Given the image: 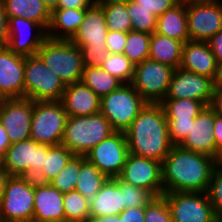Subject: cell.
Wrapping results in <instances>:
<instances>
[{"instance_id":"cell-1","label":"cell","mask_w":222,"mask_h":222,"mask_svg":"<svg viewBox=\"0 0 222 222\" xmlns=\"http://www.w3.org/2000/svg\"><path fill=\"white\" fill-rule=\"evenodd\" d=\"M217 159L173 146L162 162L164 193L207 192Z\"/></svg>"},{"instance_id":"cell-2","label":"cell","mask_w":222,"mask_h":222,"mask_svg":"<svg viewBox=\"0 0 222 222\" xmlns=\"http://www.w3.org/2000/svg\"><path fill=\"white\" fill-rule=\"evenodd\" d=\"M129 153L163 162L174 146L161 104L147 103L124 131Z\"/></svg>"},{"instance_id":"cell-3","label":"cell","mask_w":222,"mask_h":222,"mask_svg":"<svg viewBox=\"0 0 222 222\" xmlns=\"http://www.w3.org/2000/svg\"><path fill=\"white\" fill-rule=\"evenodd\" d=\"M114 132L101 112L89 116H68L61 144L74 155L85 156Z\"/></svg>"},{"instance_id":"cell-4","label":"cell","mask_w":222,"mask_h":222,"mask_svg":"<svg viewBox=\"0 0 222 222\" xmlns=\"http://www.w3.org/2000/svg\"><path fill=\"white\" fill-rule=\"evenodd\" d=\"M37 55L65 85L81 80L84 70L81 49L70 40L47 38Z\"/></svg>"},{"instance_id":"cell-5","label":"cell","mask_w":222,"mask_h":222,"mask_svg":"<svg viewBox=\"0 0 222 222\" xmlns=\"http://www.w3.org/2000/svg\"><path fill=\"white\" fill-rule=\"evenodd\" d=\"M146 104L130 83H124L101 98L100 112L115 131L124 132Z\"/></svg>"},{"instance_id":"cell-6","label":"cell","mask_w":222,"mask_h":222,"mask_svg":"<svg viewBox=\"0 0 222 222\" xmlns=\"http://www.w3.org/2000/svg\"><path fill=\"white\" fill-rule=\"evenodd\" d=\"M0 216L4 222H33L34 179L10 176L0 199Z\"/></svg>"},{"instance_id":"cell-7","label":"cell","mask_w":222,"mask_h":222,"mask_svg":"<svg viewBox=\"0 0 222 222\" xmlns=\"http://www.w3.org/2000/svg\"><path fill=\"white\" fill-rule=\"evenodd\" d=\"M67 118L60 101H33L31 139L50 146L61 144Z\"/></svg>"},{"instance_id":"cell-8","label":"cell","mask_w":222,"mask_h":222,"mask_svg":"<svg viewBox=\"0 0 222 222\" xmlns=\"http://www.w3.org/2000/svg\"><path fill=\"white\" fill-rule=\"evenodd\" d=\"M65 84L36 54L25 57L24 97L33 101H60Z\"/></svg>"},{"instance_id":"cell-9","label":"cell","mask_w":222,"mask_h":222,"mask_svg":"<svg viewBox=\"0 0 222 222\" xmlns=\"http://www.w3.org/2000/svg\"><path fill=\"white\" fill-rule=\"evenodd\" d=\"M174 68L146 59L135 65L130 84L151 104H160L166 97Z\"/></svg>"},{"instance_id":"cell-10","label":"cell","mask_w":222,"mask_h":222,"mask_svg":"<svg viewBox=\"0 0 222 222\" xmlns=\"http://www.w3.org/2000/svg\"><path fill=\"white\" fill-rule=\"evenodd\" d=\"M48 152V145L36 143L33 139L11 144L3 155L4 170L10 176H24L36 179L41 173Z\"/></svg>"},{"instance_id":"cell-11","label":"cell","mask_w":222,"mask_h":222,"mask_svg":"<svg viewBox=\"0 0 222 222\" xmlns=\"http://www.w3.org/2000/svg\"><path fill=\"white\" fill-rule=\"evenodd\" d=\"M162 196L170 209L172 222H220L207 192H169Z\"/></svg>"},{"instance_id":"cell-12","label":"cell","mask_w":222,"mask_h":222,"mask_svg":"<svg viewBox=\"0 0 222 222\" xmlns=\"http://www.w3.org/2000/svg\"><path fill=\"white\" fill-rule=\"evenodd\" d=\"M128 154L129 148L125 132L115 131L108 138L94 146L85 155V158L107 178H116L120 176Z\"/></svg>"},{"instance_id":"cell-13","label":"cell","mask_w":222,"mask_h":222,"mask_svg":"<svg viewBox=\"0 0 222 222\" xmlns=\"http://www.w3.org/2000/svg\"><path fill=\"white\" fill-rule=\"evenodd\" d=\"M119 178L135 187L150 191L155 197L164 193L162 162L129 153Z\"/></svg>"},{"instance_id":"cell-14","label":"cell","mask_w":222,"mask_h":222,"mask_svg":"<svg viewBox=\"0 0 222 222\" xmlns=\"http://www.w3.org/2000/svg\"><path fill=\"white\" fill-rule=\"evenodd\" d=\"M7 19L6 47L24 57L36 55L48 38L47 31L39 23L24 17H7Z\"/></svg>"},{"instance_id":"cell-15","label":"cell","mask_w":222,"mask_h":222,"mask_svg":"<svg viewBox=\"0 0 222 222\" xmlns=\"http://www.w3.org/2000/svg\"><path fill=\"white\" fill-rule=\"evenodd\" d=\"M32 114L33 100L29 98L0 100V122L11 144L31 138Z\"/></svg>"},{"instance_id":"cell-16","label":"cell","mask_w":222,"mask_h":222,"mask_svg":"<svg viewBox=\"0 0 222 222\" xmlns=\"http://www.w3.org/2000/svg\"><path fill=\"white\" fill-rule=\"evenodd\" d=\"M214 81L206 76L174 69L165 99H193L209 106L212 101Z\"/></svg>"},{"instance_id":"cell-17","label":"cell","mask_w":222,"mask_h":222,"mask_svg":"<svg viewBox=\"0 0 222 222\" xmlns=\"http://www.w3.org/2000/svg\"><path fill=\"white\" fill-rule=\"evenodd\" d=\"M191 41L207 42L222 29V2L186 5Z\"/></svg>"},{"instance_id":"cell-18","label":"cell","mask_w":222,"mask_h":222,"mask_svg":"<svg viewBox=\"0 0 222 222\" xmlns=\"http://www.w3.org/2000/svg\"><path fill=\"white\" fill-rule=\"evenodd\" d=\"M25 57L0 48V97L24 98Z\"/></svg>"},{"instance_id":"cell-19","label":"cell","mask_w":222,"mask_h":222,"mask_svg":"<svg viewBox=\"0 0 222 222\" xmlns=\"http://www.w3.org/2000/svg\"><path fill=\"white\" fill-rule=\"evenodd\" d=\"M213 125L214 110L210 106H205L194 119V123H191L189 134L179 146L215 158Z\"/></svg>"},{"instance_id":"cell-20","label":"cell","mask_w":222,"mask_h":222,"mask_svg":"<svg viewBox=\"0 0 222 222\" xmlns=\"http://www.w3.org/2000/svg\"><path fill=\"white\" fill-rule=\"evenodd\" d=\"M108 28L102 7L95 2L86 9L84 20L70 39L78 47H106Z\"/></svg>"},{"instance_id":"cell-21","label":"cell","mask_w":222,"mask_h":222,"mask_svg":"<svg viewBox=\"0 0 222 222\" xmlns=\"http://www.w3.org/2000/svg\"><path fill=\"white\" fill-rule=\"evenodd\" d=\"M180 68L215 81L218 63L208 42L190 40L183 44Z\"/></svg>"},{"instance_id":"cell-22","label":"cell","mask_w":222,"mask_h":222,"mask_svg":"<svg viewBox=\"0 0 222 222\" xmlns=\"http://www.w3.org/2000/svg\"><path fill=\"white\" fill-rule=\"evenodd\" d=\"M63 196L64 194L50 183H42L34 180L33 222L65 219Z\"/></svg>"},{"instance_id":"cell-23","label":"cell","mask_w":222,"mask_h":222,"mask_svg":"<svg viewBox=\"0 0 222 222\" xmlns=\"http://www.w3.org/2000/svg\"><path fill=\"white\" fill-rule=\"evenodd\" d=\"M101 98L81 81L65 85L60 102L68 116H89L100 112Z\"/></svg>"},{"instance_id":"cell-24","label":"cell","mask_w":222,"mask_h":222,"mask_svg":"<svg viewBox=\"0 0 222 222\" xmlns=\"http://www.w3.org/2000/svg\"><path fill=\"white\" fill-rule=\"evenodd\" d=\"M89 203L91 218L116 216L125 209L123 193L114 178H108L97 195L89 200Z\"/></svg>"},{"instance_id":"cell-25","label":"cell","mask_w":222,"mask_h":222,"mask_svg":"<svg viewBox=\"0 0 222 222\" xmlns=\"http://www.w3.org/2000/svg\"><path fill=\"white\" fill-rule=\"evenodd\" d=\"M86 9H55L51 12L47 37L54 40H70L84 20Z\"/></svg>"},{"instance_id":"cell-26","label":"cell","mask_w":222,"mask_h":222,"mask_svg":"<svg viewBox=\"0 0 222 222\" xmlns=\"http://www.w3.org/2000/svg\"><path fill=\"white\" fill-rule=\"evenodd\" d=\"M156 33L183 43L190 41L186 5L179 1L172 8L158 16Z\"/></svg>"},{"instance_id":"cell-27","label":"cell","mask_w":222,"mask_h":222,"mask_svg":"<svg viewBox=\"0 0 222 222\" xmlns=\"http://www.w3.org/2000/svg\"><path fill=\"white\" fill-rule=\"evenodd\" d=\"M2 4L7 17H24L39 23L47 31L51 12L43 0H3Z\"/></svg>"},{"instance_id":"cell-28","label":"cell","mask_w":222,"mask_h":222,"mask_svg":"<svg viewBox=\"0 0 222 222\" xmlns=\"http://www.w3.org/2000/svg\"><path fill=\"white\" fill-rule=\"evenodd\" d=\"M183 42L154 32L150 39L149 59L171 66L180 67Z\"/></svg>"},{"instance_id":"cell-29","label":"cell","mask_w":222,"mask_h":222,"mask_svg":"<svg viewBox=\"0 0 222 222\" xmlns=\"http://www.w3.org/2000/svg\"><path fill=\"white\" fill-rule=\"evenodd\" d=\"M108 178L85 156H81V166L76 183V191L84 198H94Z\"/></svg>"},{"instance_id":"cell-30","label":"cell","mask_w":222,"mask_h":222,"mask_svg":"<svg viewBox=\"0 0 222 222\" xmlns=\"http://www.w3.org/2000/svg\"><path fill=\"white\" fill-rule=\"evenodd\" d=\"M80 81L88 86L100 98L108 95L124 84L118 78L103 70L101 66L84 67Z\"/></svg>"},{"instance_id":"cell-31","label":"cell","mask_w":222,"mask_h":222,"mask_svg":"<svg viewBox=\"0 0 222 222\" xmlns=\"http://www.w3.org/2000/svg\"><path fill=\"white\" fill-rule=\"evenodd\" d=\"M103 9L108 30L128 33L132 31L131 18L126 9V0H97Z\"/></svg>"},{"instance_id":"cell-32","label":"cell","mask_w":222,"mask_h":222,"mask_svg":"<svg viewBox=\"0 0 222 222\" xmlns=\"http://www.w3.org/2000/svg\"><path fill=\"white\" fill-rule=\"evenodd\" d=\"M74 154L62 144L48 145V152L42 173L35 179L38 182L49 183L67 165Z\"/></svg>"},{"instance_id":"cell-33","label":"cell","mask_w":222,"mask_h":222,"mask_svg":"<svg viewBox=\"0 0 222 222\" xmlns=\"http://www.w3.org/2000/svg\"><path fill=\"white\" fill-rule=\"evenodd\" d=\"M160 104L167 120L195 119L206 106L203 102L193 99H164Z\"/></svg>"},{"instance_id":"cell-34","label":"cell","mask_w":222,"mask_h":222,"mask_svg":"<svg viewBox=\"0 0 222 222\" xmlns=\"http://www.w3.org/2000/svg\"><path fill=\"white\" fill-rule=\"evenodd\" d=\"M152 34L139 31H129L123 54L134 64L149 59L150 39Z\"/></svg>"},{"instance_id":"cell-35","label":"cell","mask_w":222,"mask_h":222,"mask_svg":"<svg viewBox=\"0 0 222 222\" xmlns=\"http://www.w3.org/2000/svg\"><path fill=\"white\" fill-rule=\"evenodd\" d=\"M126 9L131 18L133 31L153 34L157 28V16L152 11L139 7L133 0H126Z\"/></svg>"},{"instance_id":"cell-36","label":"cell","mask_w":222,"mask_h":222,"mask_svg":"<svg viewBox=\"0 0 222 222\" xmlns=\"http://www.w3.org/2000/svg\"><path fill=\"white\" fill-rule=\"evenodd\" d=\"M89 204V200L76 190L64 193L63 207L65 219L72 222H79L90 217Z\"/></svg>"},{"instance_id":"cell-37","label":"cell","mask_w":222,"mask_h":222,"mask_svg":"<svg viewBox=\"0 0 222 222\" xmlns=\"http://www.w3.org/2000/svg\"><path fill=\"white\" fill-rule=\"evenodd\" d=\"M80 166L81 156L74 155L49 183L63 194L75 190Z\"/></svg>"},{"instance_id":"cell-38","label":"cell","mask_w":222,"mask_h":222,"mask_svg":"<svg viewBox=\"0 0 222 222\" xmlns=\"http://www.w3.org/2000/svg\"><path fill=\"white\" fill-rule=\"evenodd\" d=\"M101 67L123 83L131 82L135 70V65L124 54H108Z\"/></svg>"},{"instance_id":"cell-39","label":"cell","mask_w":222,"mask_h":222,"mask_svg":"<svg viewBox=\"0 0 222 222\" xmlns=\"http://www.w3.org/2000/svg\"><path fill=\"white\" fill-rule=\"evenodd\" d=\"M120 185L123 193L125 209L132 207H145L155 196L148 190L130 185L119 177L114 178Z\"/></svg>"},{"instance_id":"cell-40","label":"cell","mask_w":222,"mask_h":222,"mask_svg":"<svg viewBox=\"0 0 222 222\" xmlns=\"http://www.w3.org/2000/svg\"><path fill=\"white\" fill-rule=\"evenodd\" d=\"M217 219L222 222V166L216 164L207 190Z\"/></svg>"},{"instance_id":"cell-41","label":"cell","mask_w":222,"mask_h":222,"mask_svg":"<svg viewBox=\"0 0 222 222\" xmlns=\"http://www.w3.org/2000/svg\"><path fill=\"white\" fill-rule=\"evenodd\" d=\"M144 222H172L170 209L163 196L154 197L145 206Z\"/></svg>"},{"instance_id":"cell-42","label":"cell","mask_w":222,"mask_h":222,"mask_svg":"<svg viewBox=\"0 0 222 222\" xmlns=\"http://www.w3.org/2000/svg\"><path fill=\"white\" fill-rule=\"evenodd\" d=\"M191 123L189 120H167L169 139L174 146L180 145L190 132Z\"/></svg>"},{"instance_id":"cell-43","label":"cell","mask_w":222,"mask_h":222,"mask_svg":"<svg viewBox=\"0 0 222 222\" xmlns=\"http://www.w3.org/2000/svg\"><path fill=\"white\" fill-rule=\"evenodd\" d=\"M82 60L84 67L101 66L109 54L107 47H86L81 46Z\"/></svg>"},{"instance_id":"cell-44","label":"cell","mask_w":222,"mask_h":222,"mask_svg":"<svg viewBox=\"0 0 222 222\" xmlns=\"http://www.w3.org/2000/svg\"><path fill=\"white\" fill-rule=\"evenodd\" d=\"M128 33L108 30L106 47L109 54H123Z\"/></svg>"},{"instance_id":"cell-45","label":"cell","mask_w":222,"mask_h":222,"mask_svg":"<svg viewBox=\"0 0 222 222\" xmlns=\"http://www.w3.org/2000/svg\"><path fill=\"white\" fill-rule=\"evenodd\" d=\"M139 7L152 11L155 16L162 15L165 11L176 5L179 0H133Z\"/></svg>"},{"instance_id":"cell-46","label":"cell","mask_w":222,"mask_h":222,"mask_svg":"<svg viewBox=\"0 0 222 222\" xmlns=\"http://www.w3.org/2000/svg\"><path fill=\"white\" fill-rule=\"evenodd\" d=\"M145 207H132L124 209L119 218L121 222H144Z\"/></svg>"},{"instance_id":"cell-47","label":"cell","mask_w":222,"mask_h":222,"mask_svg":"<svg viewBox=\"0 0 222 222\" xmlns=\"http://www.w3.org/2000/svg\"><path fill=\"white\" fill-rule=\"evenodd\" d=\"M213 135L215 140V158L222 151V116L214 112Z\"/></svg>"},{"instance_id":"cell-48","label":"cell","mask_w":222,"mask_h":222,"mask_svg":"<svg viewBox=\"0 0 222 222\" xmlns=\"http://www.w3.org/2000/svg\"><path fill=\"white\" fill-rule=\"evenodd\" d=\"M209 47L218 64L222 63V29L208 41Z\"/></svg>"},{"instance_id":"cell-49","label":"cell","mask_w":222,"mask_h":222,"mask_svg":"<svg viewBox=\"0 0 222 222\" xmlns=\"http://www.w3.org/2000/svg\"><path fill=\"white\" fill-rule=\"evenodd\" d=\"M97 0H60L57 6V9H88L90 8Z\"/></svg>"},{"instance_id":"cell-50","label":"cell","mask_w":222,"mask_h":222,"mask_svg":"<svg viewBox=\"0 0 222 222\" xmlns=\"http://www.w3.org/2000/svg\"><path fill=\"white\" fill-rule=\"evenodd\" d=\"M7 16L4 11V6L0 2V48L6 47L7 43Z\"/></svg>"},{"instance_id":"cell-51","label":"cell","mask_w":222,"mask_h":222,"mask_svg":"<svg viewBox=\"0 0 222 222\" xmlns=\"http://www.w3.org/2000/svg\"><path fill=\"white\" fill-rule=\"evenodd\" d=\"M216 114L222 116V87L215 86L213 90L212 101L209 105Z\"/></svg>"},{"instance_id":"cell-52","label":"cell","mask_w":222,"mask_h":222,"mask_svg":"<svg viewBox=\"0 0 222 222\" xmlns=\"http://www.w3.org/2000/svg\"><path fill=\"white\" fill-rule=\"evenodd\" d=\"M11 146L6 129L0 122V153L5 154L7 149Z\"/></svg>"},{"instance_id":"cell-53","label":"cell","mask_w":222,"mask_h":222,"mask_svg":"<svg viewBox=\"0 0 222 222\" xmlns=\"http://www.w3.org/2000/svg\"><path fill=\"white\" fill-rule=\"evenodd\" d=\"M79 222H121L120 221V218H119V215H116V216H107V217H103V218H91V217H88L82 221H79Z\"/></svg>"},{"instance_id":"cell-54","label":"cell","mask_w":222,"mask_h":222,"mask_svg":"<svg viewBox=\"0 0 222 222\" xmlns=\"http://www.w3.org/2000/svg\"><path fill=\"white\" fill-rule=\"evenodd\" d=\"M9 177L10 175L4 169L0 170V199L3 196L6 182Z\"/></svg>"},{"instance_id":"cell-55","label":"cell","mask_w":222,"mask_h":222,"mask_svg":"<svg viewBox=\"0 0 222 222\" xmlns=\"http://www.w3.org/2000/svg\"><path fill=\"white\" fill-rule=\"evenodd\" d=\"M179 1L185 5L222 2V0H179Z\"/></svg>"},{"instance_id":"cell-56","label":"cell","mask_w":222,"mask_h":222,"mask_svg":"<svg viewBox=\"0 0 222 222\" xmlns=\"http://www.w3.org/2000/svg\"><path fill=\"white\" fill-rule=\"evenodd\" d=\"M60 0H43L46 7L49 9L50 12L57 9Z\"/></svg>"},{"instance_id":"cell-57","label":"cell","mask_w":222,"mask_h":222,"mask_svg":"<svg viewBox=\"0 0 222 222\" xmlns=\"http://www.w3.org/2000/svg\"><path fill=\"white\" fill-rule=\"evenodd\" d=\"M214 83H215V86L222 87V63L218 64L217 76L215 78Z\"/></svg>"},{"instance_id":"cell-58","label":"cell","mask_w":222,"mask_h":222,"mask_svg":"<svg viewBox=\"0 0 222 222\" xmlns=\"http://www.w3.org/2000/svg\"><path fill=\"white\" fill-rule=\"evenodd\" d=\"M4 169V159L3 154L0 153V170Z\"/></svg>"},{"instance_id":"cell-59","label":"cell","mask_w":222,"mask_h":222,"mask_svg":"<svg viewBox=\"0 0 222 222\" xmlns=\"http://www.w3.org/2000/svg\"><path fill=\"white\" fill-rule=\"evenodd\" d=\"M217 163L222 166V151L219 153V156L217 158Z\"/></svg>"},{"instance_id":"cell-60","label":"cell","mask_w":222,"mask_h":222,"mask_svg":"<svg viewBox=\"0 0 222 222\" xmlns=\"http://www.w3.org/2000/svg\"><path fill=\"white\" fill-rule=\"evenodd\" d=\"M45 222H72V221H69L67 219H62V220H52V221H45Z\"/></svg>"}]
</instances>
